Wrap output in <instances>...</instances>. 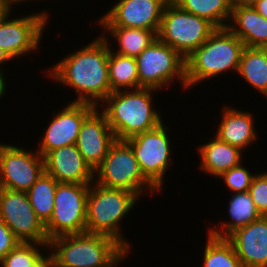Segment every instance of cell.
I'll return each mask as SVG.
<instances>
[{
    "instance_id": "5b68a950",
    "label": "cell",
    "mask_w": 267,
    "mask_h": 267,
    "mask_svg": "<svg viewBox=\"0 0 267 267\" xmlns=\"http://www.w3.org/2000/svg\"><path fill=\"white\" fill-rule=\"evenodd\" d=\"M139 198L132 191L92 182L87 196L86 232L112 237L130 252V243L121 234L120 222Z\"/></svg>"
},
{
    "instance_id": "8992f818",
    "label": "cell",
    "mask_w": 267,
    "mask_h": 267,
    "mask_svg": "<svg viewBox=\"0 0 267 267\" xmlns=\"http://www.w3.org/2000/svg\"><path fill=\"white\" fill-rule=\"evenodd\" d=\"M96 176V178H95ZM94 182L108 188L132 191L138 197L150 190H159L143 175L131 146L125 140H116L102 163L94 171Z\"/></svg>"
},
{
    "instance_id": "6da1fadb",
    "label": "cell",
    "mask_w": 267,
    "mask_h": 267,
    "mask_svg": "<svg viewBox=\"0 0 267 267\" xmlns=\"http://www.w3.org/2000/svg\"><path fill=\"white\" fill-rule=\"evenodd\" d=\"M108 38L102 35L95 38L49 68L47 74L53 81L73 88L78 94V98L71 102L98 106L112 93L108 74Z\"/></svg>"
},
{
    "instance_id": "74e56055",
    "label": "cell",
    "mask_w": 267,
    "mask_h": 267,
    "mask_svg": "<svg viewBox=\"0 0 267 267\" xmlns=\"http://www.w3.org/2000/svg\"><path fill=\"white\" fill-rule=\"evenodd\" d=\"M12 61V58L4 51L0 48V66L3 64H6V62L8 63V61ZM0 71H2V68L0 67Z\"/></svg>"
},
{
    "instance_id": "7402d4cb",
    "label": "cell",
    "mask_w": 267,
    "mask_h": 267,
    "mask_svg": "<svg viewBox=\"0 0 267 267\" xmlns=\"http://www.w3.org/2000/svg\"><path fill=\"white\" fill-rule=\"evenodd\" d=\"M228 216L231 222H224L218 228L209 229L208 233L219 238H226L236 229L244 227L261 217L252 200L251 194L246 192H235L228 204Z\"/></svg>"
},
{
    "instance_id": "ba28073f",
    "label": "cell",
    "mask_w": 267,
    "mask_h": 267,
    "mask_svg": "<svg viewBox=\"0 0 267 267\" xmlns=\"http://www.w3.org/2000/svg\"><path fill=\"white\" fill-rule=\"evenodd\" d=\"M136 62L139 88L160 91L177 79L187 89L185 58L158 38L136 57Z\"/></svg>"
},
{
    "instance_id": "f35d334b",
    "label": "cell",
    "mask_w": 267,
    "mask_h": 267,
    "mask_svg": "<svg viewBox=\"0 0 267 267\" xmlns=\"http://www.w3.org/2000/svg\"><path fill=\"white\" fill-rule=\"evenodd\" d=\"M12 6L13 5H16V3H19L20 2H27L28 0H7Z\"/></svg>"
},
{
    "instance_id": "4fadbf2b",
    "label": "cell",
    "mask_w": 267,
    "mask_h": 267,
    "mask_svg": "<svg viewBox=\"0 0 267 267\" xmlns=\"http://www.w3.org/2000/svg\"><path fill=\"white\" fill-rule=\"evenodd\" d=\"M10 16L0 23V48L14 60L37 50L49 15L42 11L19 18Z\"/></svg>"
},
{
    "instance_id": "30bf717a",
    "label": "cell",
    "mask_w": 267,
    "mask_h": 267,
    "mask_svg": "<svg viewBox=\"0 0 267 267\" xmlns=\"http://www.w3.org/2000/svg\"><path fill=\"white\" fill-rule=\"evenodd\" d=\"M167 126L136 134L125 141L131 146L143 175L159 190L170 167L171 141ZM170 157V158H169Z\"/></svg>"
},
{
    "instance_id": "8fae6325",
    "label": "cell",
    "mask_w": 267,
    "mask_h": 267,
    "mask_svg": "<svg viewBox=\"0 0 267 267\" xmlns=\"http://www.w3.org/2000/svg\"><path fill=\"white\" fill-rule=\"evenodd\" d=\"M0 219L21 242L49 244L45 226L36 216L26 192L0 188Z\"/></svg>"
},
{
    "instance_id": "603a6c76",
    "label": "cell",
    "mask_w": 267,
    "mask_h": 267,
    "mask_svg": "<svg viewBox=\"0 0 267 267\" xmlns=\"http://www.w3.org/2000/svg\"><path fill=\"white\" fill-rule=\"evenodd\" d=\"M101 29H104L101 33L103 37L109 34L119 44L118 50L112 49V52L135 58L157 39V32L147 29L129 27H101Z\"/></svg>"
},
{
    "instance_id": "ffe728a7",
    "label": "cell",
    "mask_w": 267,
    "mask_h": 267,
    "mask_svg": "<svg viewBox=\"0 0 267 267\" xmlns=\"http://www.w3.org/2000/svg\"><path fill=\"white\" fill-rule=\"evenodd\" d=\"M227 27L245 47L267 48V19L252 6H232V15Z\"/></svg>"
},
{
    "instance_id": "8d00e7d4",
    "label": "cell",
    "mask_w": 267,
    "mask_h": 267,
    "mask_svg": "<svg viewBox=\"0 0 267 267\" xmlns=\"http://www.w3.org/2000/svg\"><path fill=\"white\" fill-rule=\"evenodd\" d=\"M4 71H0V98H2V95L6 94V81H5V75Z\"/></svg>"
},
{
    "instance_id": "5bb4252c",
    "label": "cell",
    "mask_w": 267,
    "mask_h": 267,
    "mask_svg": "<svg viewBox=\"0 0 267 267\" xmlns=\"http://www.w3.org/2000/svg\"><path fill=\"white\" fill-rule=\"evenodd\" d=\"M170 0H119L96 22L100 27H129L158 33L164 8Z\"/></svg>"
},
{
    "instance_id": "4316f807",
    "label": "cell",
    "mask_w": 267,
    "mask_h": 267,
    "mask_svg": "<svg viewBox=\"0 0 267 267\" xmlns=\"http://www.w3.org/2000/svg\"><path fill=\"white\" fill-rule=\"evenodd\" d=\"M58 183L55 178L44 172L26 192L36 216L44 226L51 219Z\"/></svg>"
},
{
    "instance_id": "cb8c5ba5",
    "label": "cell",
    "mask_w": 267,
    "mask_h": 267,
    "mask_svg": "<svg viewBox=\"0 0 267 267\" xmlns=\"http://www.w3.org/2000/svg\"><path fill=\"white\" fill-rule=\"evenodd\" d=\"M238 75L267 97V48L245 47L239 62Z\"/></svg>"
},
{
    "instance_id": "e575fe53",
    "label": "cell",
    "mask_w": 267,
    "mask_h": 267,
    "mask_svg": "<svg viewBox=\"0 0 267 267\" xmlns=\"http://www.w3.org/2000/svg\"><path fill=\"white\" fill-rule=\"evenodd\" d=\"M261 16L267 19V0H259L252 6Z\"/></svg>"
},
{
    "instance_id": "e0dca14e",
    "label": "cell",
    "mask_w": 267,
    "mask_h": 267,
    "mask_svg": "<svg viewBox=\"0 0 267 267\" xmlns=\"http://www.w3.org/2000/svg\"><path fill=\"white\" fill-rule=\"evenodd\" d=\"M226 239L243 267H267V216L236 229Z\"/></svg>"
},
{
    "instance_id": "7c38bea8",
    "label": "cell",
    "mask_w": 267,
    "mask_h": 267,
    "mask_svg": "<svg viewBox=\"0 0 267 267\" xmlns=\"http://www.w3.org/2000/svg\"><path fill=\"white\" fill-rule=\"evenodd\" d=\"M44 172V159L37 151L0 143V188L27 192Z\"/></svg>"
},
{
    "instance_id": "1f68e13d",
    "label": "cell",
    "mask_w": 267,
    "mask_h": 267,
    "mask_svg": "<svg viewBox=\"0 0 267 267\" xmlns=\"http://www.w3.org/2000/svg\"><path fill=\"white\" fill-rule=\"evenodd\" d=\"M21 241L11 229L0 219V261L13 250Z\"/></svg>"
},
{
    "instance_id": "9a60e30c",
    "label": "cell",
    "mask_w": 267,
    "mask_h": 267,
    "mask_svg": "<svg viewBox=\"0 0 267 267\" xmlns=\"http://www.w3.org/2000/svg\"><path fill=\"white\" fill-rule=\"evenodd\" d=\"M97 107L90 103L69 102L54 114L36 151L44 157L54 149L76 144L82 123Z\"/></svg>"
},
{
    "instance_id": "44dd1931",
    "label": "cell",
    "mask_w": 267,
    "mask_h": 267,
    "mask_svg": "<svg viewBox=\"0 0 267 267\" xmlns=\"http://www.w3.org/2000/svg\"><path fill=\"white\" fill-rule=\"evenodd\" d=\"M198 151L201 158L199 167L211 177H219L223 172L243 161V151L220 140L215 135L212 141L198 147Z\"/></svg>"
},
{
    "instance_id": "4dcf8cb0",
    "label": "cell",
    "mask_w": 267,
    "mask_h": 267,
    "mask_svg": "<svg viewBox=\"0 0 267 267\" xmlns=\"http://www.w3.org/2000/svg\"><path fill=\"white\" fill-rule=\"evenodd\" d=\"M248 192L260 215L267 216V172L255 174Z\"/></svg>"
},
{
    "instance_id": "2e32d148",
    "label": "cell",
    "mask_w": 267,
    "mask_h": 267,
    "mask_svg": "<svg viewBox=\"0 0 267 267\" xmlns=\"http://www.w3.org/2000/svg\"><path fill=\"white\" fill-rule=\"evenodd\" d=\"M116 141L106 116L98 107L82 123L76 146L84 161L95 171Z\"/></svg>"
},
{
    "instance_id": "f1b7e54d",
    "label": "cell",
    "mask_w": 267,
    "mask_h": 267,
    "mask_svg": "<svg viewBox=\"0 0 267 267\" xmlns=\"http://www.w3.org/2000/svg\"><path fill=\"white\" fill-rule=\"evenodd\" d=\"M40 246L48 248V244L21 242L0 261V264L2 267H28L42 254L39 251Z\"/></svg>"
},
{
    "instance_id": "d4e9b609",
    "label": "cell",
    "mask_w": 267,
    "mask_h": 267,
    "mask_svg": "<svg viewBox=\"0 0 267 267\" xmlns=\"http://www.w3.org/2000/svg\"><path fill=\"white\" fill-rule=\"evenodd\" d=\"M182 10L204 18L216 28H226L232 15V0H172Z\"/></svg>"
},
{
    "instance_id": "52a82bcc",
    "label": "cell",
    "mask_w": 267,
    "mask_h": 267,
    "mask_svg": "<svg viewBox=\"0 0 267 267\" xmlns=\"http://www.w3.org/2000/svg\"><path fill=\"white\" fill-rule=\"evenodd\" d=\"M216 29L206 19L182 10L170 0L164 8L157 38L186 59Z\"/></svg>"
},
{
    "instance_id": "f546056e",
    "label": "cell",
    "mask_w": 267,
    "mask_h": 267,
    "mask_svg": "<svg viewBox=\"0 0 267 267\" xmlns=\"http://www.w3.org/2000/svg\"><path fill=\"white\" fill-rule=\"evenodd\" d=\"M253 175L249 169L240 163L237 166H234L228 171L223 172L218 178L224 180L226 187L232 191V194L235 192H246L249 191L251 182L253 180Z\"/></svg>"
},
{
    "instance_id": "9c48e42d",
    "label": "cell",
    "mask_w": 267,
    "mask_h": 267,
    "mask_svg": "<svg viewBox=\"0 0 267 267\" xmlns=\"http://www.w3.org/2000/svg\"><path fill=\"white\" fill-rule=\"evenodd\" d=\"M90 184L58 183L51 219L45 225L49 240L86 232V206Z\"/></svg>"
},
{
    "instance_id": "277c9868",
    "label": "cell",
    "mask_w": 267,
    "mask_h": 267,
    "mask_svg": "<svg viewBox=\"0 0 267 267\" xmlns=\"http://www.w3.org/2000/svg\"><path fill=\"white\" fill-rule=\"evenodd\" d=\"M244 43L228 28H217L185 59L188 87L229 70L238 71Z\"/></svg>"
},
{
    "instance_id": "ac0fdd59",
    "label": "cell",
    "mask_w": 267,
    "mask_h": 267,
    "mask_svg": "<svg viewBox=\"0 0 267 267\" xmlns=\"http://www.w3.org/2000/svg\"><path fill=\"white\" fill-rule=\"evenodd\" d=\"M45 173L59 183L92 184L94 171L84 161L75 144L48 152L44 157Z\"/></svg>"
},
{
    "instance_id": "83f0119b",
    "label": "cell",
    "mask_w": 267,
    "mask_h": 267,
    "mask_svg": "<svg viewBox=\"0 0 267 267\" xmlns=\"http://www.w3.org/2000/svg\"><path fill=\"white\" fill-rule=\"evenodd\" d=\"M202 267H243L232 244L226 238L207 234Z\"/></svg>"
},
{
    "instance_id": "836d02e7",
    "label": "cell",
    "mask_w": 267,
    "mask_h": 267,
    "mask_svg": "<svg viewBox=\"0 0 267 267\" xmlns=\"http://www.w3.org/2000/svg\"><path fill=\"white\" fill-rule=\"evenodd\" d=\"M13 6L7 0H0V23L11 13Z\"/></svg>"
},
{
    "instance_id": "d590c367",
    "label": "cell",
    "mask_w": 267,
    "mask_h": 267,
    "mask_svg": "<svg viewBox=\"0 0 267 267\" xmlns=\"http://www.w3.org/2000/svg\"><path fill=\"white\" fill-rule=\"evenodd\" d=\"M259 0H232V5L233 6H253L256 2Z\"/></svg>"
},
{
    "instance_id": "d6986e66",
    "label": "cell",
    "mask_w": 267,
    "mask_h": 267,
    "mask_svg": "<svg viewBox=\"0 0 267 267\" xmlns=\"http://www.w3.org/2000/svg\"><path fill=\"white\" fill-rule=\"evenodd\" d=\"M223 110L222 120L215 133L216 137L245 152L258 136L253 114L229 106H225Z\"/></svg>"
},
{
    "instance_id": "d6a6232c",
    "label": "cell",
    "mask_w": 267,
    "mask_h": 267,
    "mask_svg": "<svg viewBox=\"0 0 267 267\" xmlns=\"http://www.w3.org/2000/svg\"><path fill=\"white\" fill-rule=\"evenodd\" d=\"M44 255V256H43ZM28 267H53V258L52 254L46 256L44 253L41 254L33 263H31Z\"/></svg>"
},
{
    "instance_id": "3957f363",
    "label": "cell",
    "mask_w": 267,
    "mask_h": 267,
    "mask_svg": "<svg viewBox=\"0 0 267 267\" xmlns=\"http://www.w3.org/2000/svg\"><path fill=\"white\" fill-rule=\"evenodd\" d=\"M49 248L53 267H116L129 254L112 237L88 232L55 237Z\"/></svg>"
},
{
    "instance_id": "7a4b0ae2",
    "label": "cell",
    "mask_w": 267,
    "mask_h": 267,
    "mask_svg": "<svg viewBox=\"0 0 267 267\" xmlns=\"http://www.w3.org/2000/svg\"><path fill=\"white\" fill-rule=\"evenodd\" d=\"M155 91L158 90L143 87L114 91L100 104L101 109L98 106L106 116L116 140H126L164 123L161 114L152 108V94Z\"/></svg>"
},
{
    "instance_id": "484cf974",
    "label": "cell",
    "mask_w": 267,
    "mask_h": 267,
    "mask_svg": "<svg viewBox=\"0 0 267 267\" xmlns=\"http://www.w3.org/2000/svg\"><path fill=\"white\" fill-rule=\"evenodd\" d=\"M108 74L112 92L139 88L136 58L112 52L110 43Z\"/></svg>"
}]
</instances>
